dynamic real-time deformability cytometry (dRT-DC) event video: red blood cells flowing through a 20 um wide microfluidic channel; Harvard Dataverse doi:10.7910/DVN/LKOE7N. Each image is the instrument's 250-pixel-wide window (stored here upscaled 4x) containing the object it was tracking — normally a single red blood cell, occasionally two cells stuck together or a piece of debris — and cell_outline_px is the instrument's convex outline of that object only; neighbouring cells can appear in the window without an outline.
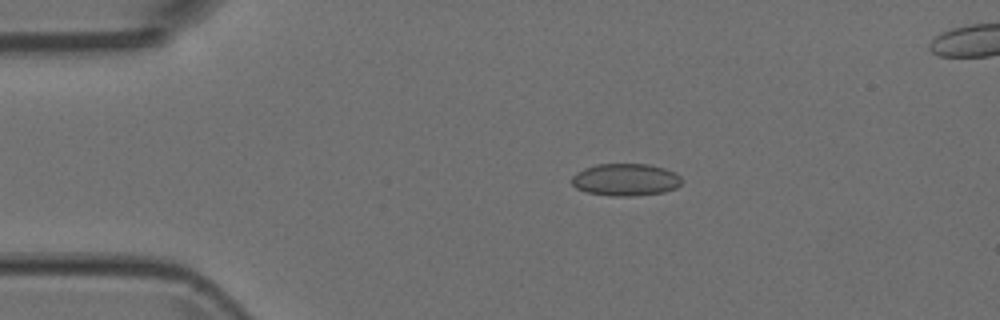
{"species": "Egyptian fruit bat (a non-hibernating species)", "species_latin": "Rousettus aegyptiacus", "temperature_condition": "room temperature", "stored_images_in_passage": 4, "camera_frame_rate_fps": 3000, "um_per_image_px": 0.085, "animal": {"sex": "female"}, "frame": {"image": 1, "passage_image": 2, "time_ms": 0.333, "image_size_px": [1000, 320], "cell_outline_px": [[680, 184], [676, 188], [664, 192], [632, 196], [612, 196], [588, 192], [576, 188], [572, 184], [572, 176], [576, 172], [584, 168], [596, 164], [648, 164], [664, 168], [676, 172], [680, 176]], "centroid_in_image_um": [53.17, 15.27], "position_along_channel_um": 31.8, "area_um2": 20.69}}